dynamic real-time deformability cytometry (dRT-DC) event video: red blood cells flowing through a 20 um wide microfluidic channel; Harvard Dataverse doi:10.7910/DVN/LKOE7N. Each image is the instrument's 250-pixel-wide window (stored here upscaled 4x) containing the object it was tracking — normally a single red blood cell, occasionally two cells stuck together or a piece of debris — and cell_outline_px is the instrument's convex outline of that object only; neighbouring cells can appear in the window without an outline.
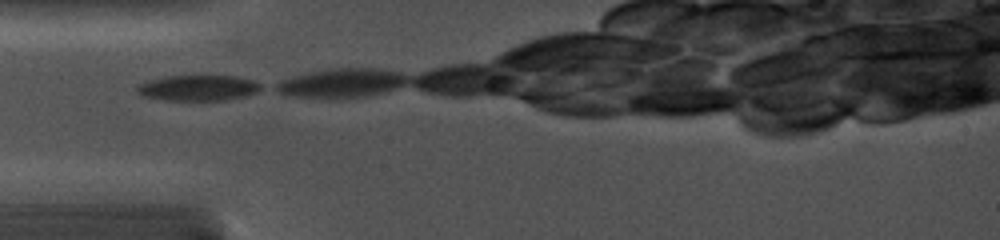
{"species": "common noctule bat (a hibernating species)", "species_latin": "Nyctalus noctula", "temperature_condition": "cold", "stored_images_in_passage": 2, "camera_frame_rate_fps": 5000, "um_per_image_px": 0.085, "animal": {"sex": "female", "body_mass_g": 19.0, "forearm_length_mm": 56.7}, "frame": {"image": 1, "passage_image": 1, "time_ms": 0.0, "image_size_px": [1000, 240], "cell_outline_px": [[264, 88], [256, 92], [244, 96], [228, 100], [168, 100], [144, 96], [136, 92], [136, 88], [140, 84], [148, 80], [164, 76], [236, 76], [256, 80], [264, 84]], "centroid_in_image_um": [16.91, 7.46], "position_along_channel_um": 68.1, "area_um2": 18.67}}